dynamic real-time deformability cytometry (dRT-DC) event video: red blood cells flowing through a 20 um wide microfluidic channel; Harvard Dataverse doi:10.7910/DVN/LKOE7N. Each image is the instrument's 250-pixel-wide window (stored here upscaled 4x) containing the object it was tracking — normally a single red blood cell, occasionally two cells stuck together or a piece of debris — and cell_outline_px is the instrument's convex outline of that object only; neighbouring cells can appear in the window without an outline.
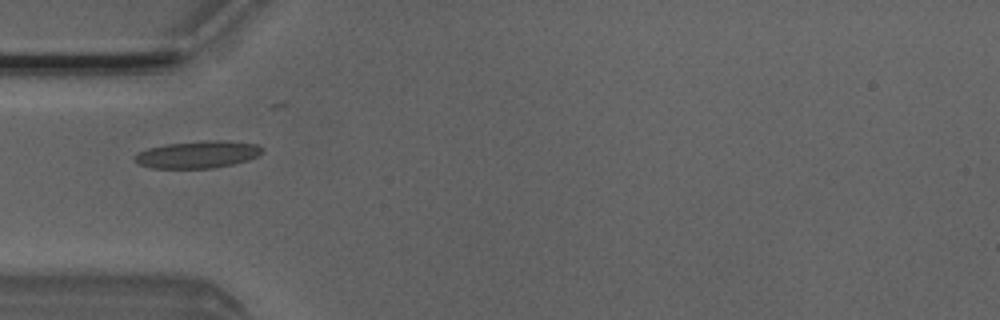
{"species": "Egyptian fruit bat (a non-hibernating species)", "species_latin": "Rousettus aegyptiacus", "temperature_condition": "room temperature", "stored_images_in_passage": 4, "camera_frame_rate_fps": 3000, "um_per_image_px": 0.085, "animal": {"sex": "male"}, "frame": {"image": 1, "passage_image": 3, "time_ms": 0.667, "image_size_px": [1000, 320], "cell_outline_px": [[264, 152], [248, 160], [232, 164], [212, 168], [152, 168], [140, 164], [132, 156], [136, 152], [148, 148], [168, 144], [204, 140], [228, 140], [256, 144], [264, 148]], "centroid_in_image_um": [16.82, 13.12], "position_along_channel_um": 68.2, "area_um2": 20.29}}